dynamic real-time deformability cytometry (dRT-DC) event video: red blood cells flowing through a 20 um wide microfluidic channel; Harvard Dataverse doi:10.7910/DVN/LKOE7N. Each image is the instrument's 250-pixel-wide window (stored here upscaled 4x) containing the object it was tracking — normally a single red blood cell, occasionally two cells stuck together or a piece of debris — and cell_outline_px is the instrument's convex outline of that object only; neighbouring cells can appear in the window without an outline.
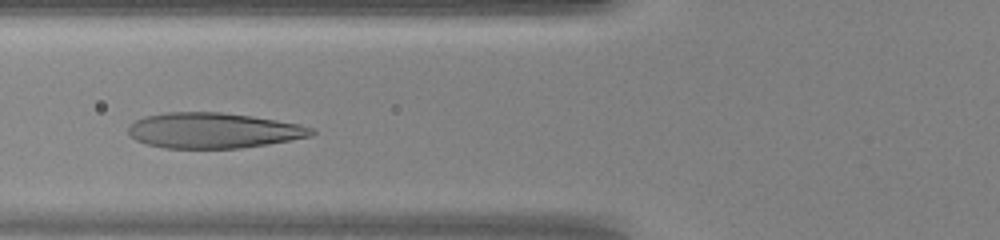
{"species": "human", "species_latin": "Homo sapiens", "temperature_condition": "warm", "stored_images_in_passage": 34, "camera_frame_rate_fps": 3000, "um_per_image_px": 0.085, "donor": {"sex": "female"}, "frame": {"image": 1, "passage_image": 6, "time_ms": 1.667, "image_size_px": [1000, 240], "cell_outline_px": [[316, 132], [312, 136], [268, 144], [240, 148], [164, 148], [148, 144], [136, 140], [128, 132], [128, 128], [136, 120], [144, 116], [168, 112], [220, 112], [252, 116], [300, 124], [312, 128]], "centroid_in_image_um": [18.15, 11.09], "position_along_channel_um": 107.6, "area_um2": 37.74}, "authors_computed_cell_mechanics": {"area_um2": 40.749, "velocity_mm_per_s": 4.2536, "shape_relaxation_time_tau1_ms": 4.4641, "shape_relaxation_time_tau2_ms": null, "deformation_change_tau1": 0.2715, "deformation_change_tau2": null}}